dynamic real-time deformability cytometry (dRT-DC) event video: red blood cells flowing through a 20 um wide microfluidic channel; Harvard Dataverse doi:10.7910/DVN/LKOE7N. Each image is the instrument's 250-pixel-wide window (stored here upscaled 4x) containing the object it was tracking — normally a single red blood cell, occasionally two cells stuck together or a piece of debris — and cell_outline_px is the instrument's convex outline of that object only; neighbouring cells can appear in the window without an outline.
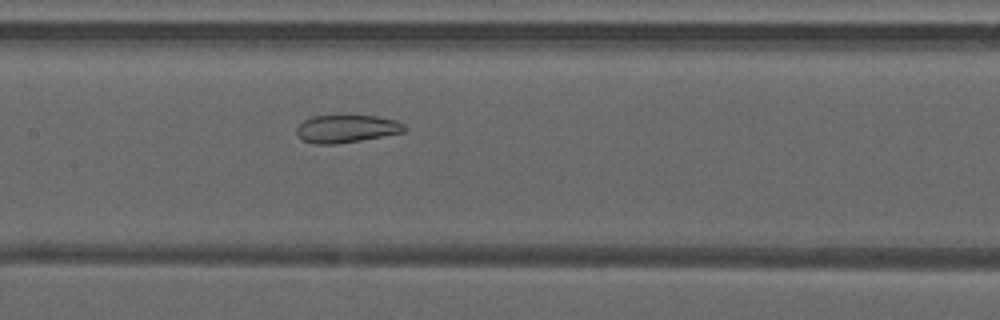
{"species": "common noctule bat (a hibernating species)", "species_latin": "Nyctalus noctula", "temperature_condition": "warm", "stored_images_in_passage": 46, "camera_frame_rate_fps": 3000, "um_per_image_px": 0.085, "animal": {"sex": "male", "forearm_length_mm": 52.5}, "frame": {"image": 1, "passage_image": 21, "time_ms": 6.667, "image_size_px": [1000, 320], "cell_outline_px": [[408, 128], [404, 132], [360, 140], [336, 144], [312, 144], [300, 140], [296, 136], [296, 128], [304, 120], [312, 116], [376, 116], [396, 120], [404, 124]], "centroid_in_image_um": [29.42, 10.95], "position_along_channel_um": 178.0, "area_um2": 17.51}}
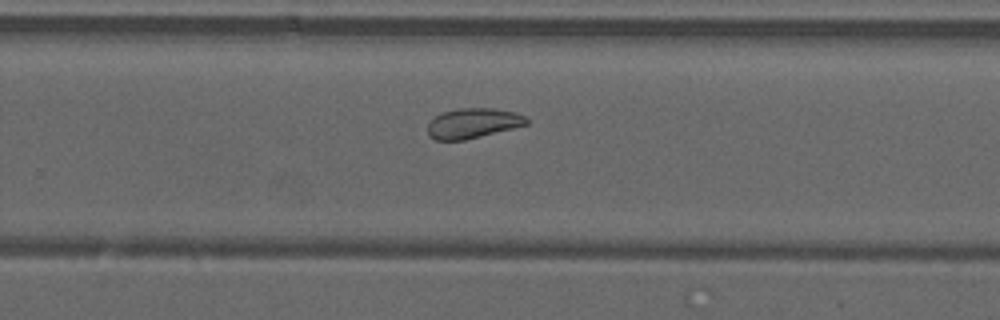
{"frame": {"image": 2, "passage_image": 29, "time_ms": 9.333, "image_size_px": [1000, 320], "cell_outline_px": [[528, 124], [464, 140], [436, 140], [428, 136], [428, 124], [436, 116], [444, 112], [460, 108], [492, 108], [516, 112], [524, 116], [528, 120]], "centroid_in_image_um": [40.19, 10.47], "position_along_channel_um": 289.6, "area_um2": 17.05}}
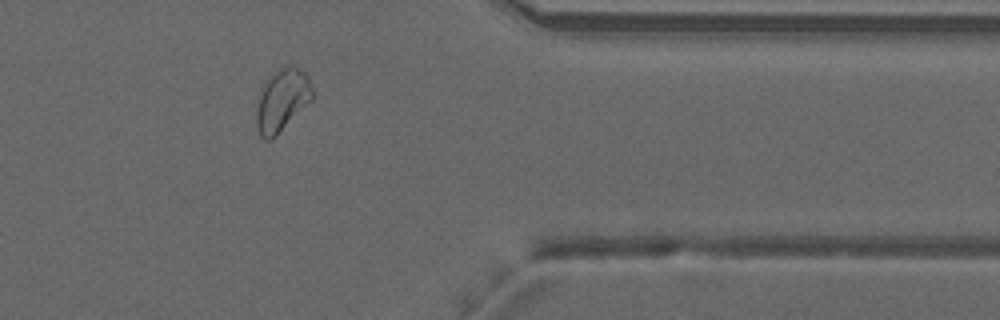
{"frame": {"image": 3, "passage_image": 37, "time_ms": 12.0, "image_size_px": [1000, 320], "cell_outline_px": [[312, 100], [272, 140], [264, 140], [260, 136], [256, 124], [256, 112], [264, 80], [272, 72], [288, 64], [292, 64], [304, 72], [308, 76], [312, 84]], "centroid_in_image_um": [23.98, 8.5], "position_along_channel_um": 387.4, "area_um2": 20.52}, "authors_computed_cell_mechanics": {"area_um2": 21.964, "velocity_mm_per_s": 4.218, "shape_relaxation_time_tau1_ms": null, "shape_relaxation_time_tau2_ms": 1.3995, "deformation_change_tau1": null, "deformation_change_tau2": 0.0722}}